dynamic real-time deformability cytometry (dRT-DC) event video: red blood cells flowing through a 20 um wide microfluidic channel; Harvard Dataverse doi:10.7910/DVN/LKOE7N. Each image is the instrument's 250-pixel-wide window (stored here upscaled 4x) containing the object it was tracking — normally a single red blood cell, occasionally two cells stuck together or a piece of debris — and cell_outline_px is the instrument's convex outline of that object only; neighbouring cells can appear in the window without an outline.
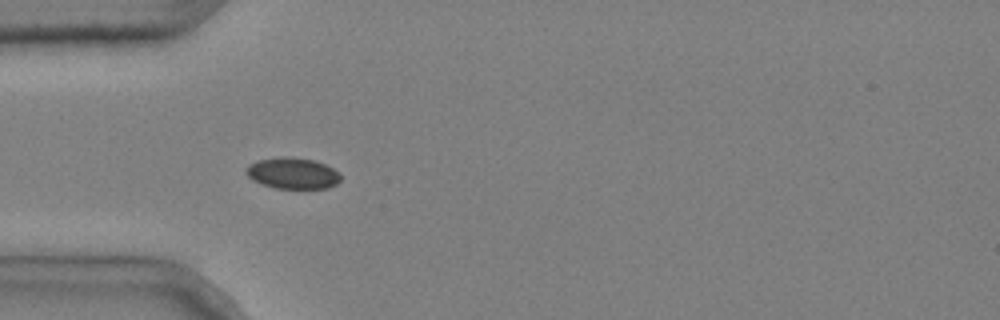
{"species": "common noctule bat (a hibernating species)", "species_latin": "Nyctalus noctula", "temperature_condition": "cold", "stored_images_in_passage": 8, "camera_frame_rate_fps": 3000, "um_per_image_px": 0.085, "animal": {"sex": "male", "body_mass_g": 20.4}, "frame": {"image": 1, "passage_image": 5, "time_ms": 1.333, "image_size_px": [1000, 320], "cell_outline_px": [[340, 180], [336, 184], [328, 188], [276, 188], [260, 184], [252, 180], [244, 172], [244, 168], [248, 164], [260, 160], [280, 156], [288, 156], [312, 160], [324, 164], [340, 172]], "centroid_in_image_um": [24.83, 14.72], "position_along_channel_um": 60.2, "area_um2": 17.28}}